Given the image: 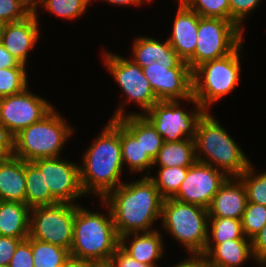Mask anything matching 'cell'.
Wrapping results in <instances>:
<instances>
[{
    "instance_id": "6da1fadb",
    "label": "cell",
    "mask_w": 266,
    "mask_h": 267,
    "mask_svg": "<svg viewBox=\"0 0 266 267\" xmlns=\"http://www.w3.org/2000/svg\"><path fill=\"white\" fill-rule=\"evenodd\" d=\"M164 198L149 176L122 183L107 193L100 201L108 206L118 236L129 233L154 231L151 227L161 219Z\"/></svg>"
},
{
    "instance_id": "7a4b0ae2",
    "label": "cell",
    "mask_w": 266,
    "mask_h": 267,
    "mask_svg": "<svg viewBox=\"0 0 266 267\" xmlns=\"http://www.w3.org/2000/svg\"><path fill=\"white\" fill-rule=\"evenodd\" d=\"M82 160L80 182L85 194H96L102 199L124 183L121 181L124 164L117 120H109L98 138L86 149Z\"/></svg>"
},
{
    "instance_id": "3957f363",
    "label": "cell",
    "mask_w": 266,
    "mask_h": 267,
    "mask_svg": "<svg viewBox=\"0 0 266 267\" xmlns=\"http://www.w3.org/2000/svg\"><path fill=\"white\" fill-rule=\"evenodd\" d=\"M194 142L196 161L215 167L227 177H239L249 167L241 147L208 111L198 121Z\"/></svg>"
},
{
    "instance_id": "277c9868",
    "label": "cell",
    "mask_w": 266,
    "mask_h": 267,
    "mask_svg": "<svg viewBox=\"0 0 266 267\" xmlns=\"http://www.w3.org/2000/svg\"><path fill=\"white\" fill-rule=\"evenodd\" d=\"M108 212H92L75 205L73 240L70 257L79 260L97 261L110 259L120 246V237ZM108 214V215H107Z\"/></svg>"
},
{
    "instance_id": "5b68a950",
    "label": "cell",
    "mask_w": 266,
    "mask_h": 267,
    "mask_svg": "<svg viewBox=\"0 0 266 267\" xmlns=\"http://www.w3.org/2000/svg\"><path fill=\"white\" fill-rule=\"evenodd\" d=\"M73 133L74 129L54 107L42 120L13 137L14 156L24 161L60 157L65 142Z\"/></svg>"
},
{
    "instance_id": "8992f818",
    "label": "cell",
    "mask_w": 266,
    "mask_h": 267,
    "mask_svg": "<svg viewBox=\"0 0 266 267\" xmlns=\"http://www.w3.org/2000/svg\"><path fill=\"white\" fill-rule=\"evenodd\" d=\"M164 230L181 243L191 255H202L207 242L208 209L173 198L163 200Z\"/></svg>"
},
{
    "instance_id": "52a82bcc",
    "label": "cell",
    "mask_w": 266,
    "mask_h": 267,
    "mask_svg": "<svg viewBox=\"0 0 266 267\" xmlns=\"http://www.w3.org/2000/svg\"><path fill=\"white\" fill-rule=\"evenodd\" d=\"M241 48L242 43L229 55L204 62L192 71L193 97L205 111L239 84Z\"/></svg>"
},
{
    "instance_id": "ba28073f",
    "label": "cell",
    "mask_w": 266,
    "mask_h": 267,
    "mask_svg": "<svg viewBox=\"0 0 266 267\" xmlns=\"http://www.w3.org/2000/svg\"><path fill=\"white\" fill-rule=\"evenodd\" d=\"M243 32L231 20L200 17L195 52L187 61L191 70L232 53L244 41Z\"/></svg>"
},
{
    "instance_id": "9c48e42d",
    "label": "cell",
    "mask_w": 266,
    "mask_h": 267,
    "mask_svg": "<svg viewBox=\"0 0 266 267\" xmlns=\"http://www.w3.org/2000/svg\"><path fill=\"white\" fill-rule=\"evenodd\" d=\"M103 57L106 69L111 73L117 84L127 96V102L134 101L142 108L141 113H125L124 103L118 106L112 120H118L127 115H144L159 100L155 96L149 80L145 77L142 68L132 59L104 51Z\"/></svg>"
},
{
    "instance_id": "30bf717a",
    "label": "cell",
    "mask_w": 266,
    "mask_h": 267,
    "mask_svg": "<svg viewBox=\"0 0 266 267\" xmlns=\"http://www.w3.org/2000/svg\"><path fill=\"white\" fill-rule=\"evenodd\" d=\"M159 101L180 100L197 104L193 97L192 70L181 58H161L142 67Z\"/></svg>"
},
{
    "instance_id": "8fae6325",
    "label": "cell",
    "mask_w": 266,
    "mask_h": 267,
    "mask_svg": "<svg viewBox=\"0 0 266 267\" xmlns=\"http://www.w3.org/2000/svg\"><path fill=\"white\" fill-rule=\"evenodd\" d=\"M75 205L57 202L30 208L29 236L70 251Z\"/></svg>"
},
{
    "instance_id": "7c38bea8",
    "label": "cell",
    "mask_w": 266,
    "mask_h": 267,
    "mask_svg": "<svg viewBox=\"0 0 266 267\" xmlns=\"http://www.w3.org/2000/svg\"><path fill=\"white\" fill-rule=\"evenodd\" d=\"M179 102V100L158 101L144 114L164 142L194 139L198 121L206 112L197 103L193 112L187 113Z\"/></svg>"
},
{
    "instance_id": "4fadbf2b",
    "label": "cell",
    "mask_w": 266,
    "mask_h": 267,
    "mask_svg": "<svg viewBox=\"0 0 266 267\" xmlns=\"http://www.w3.org/2000/svg\"><path fill=\"white\" fill-rule=\"evenodd\" d=\"M46 99L25 88L22 92L0 98V129L12 137L53 110Z\"/></svg>"
},
{
    "instance_id": "5bb4252c",
    "label": "cell",
    "mask_w": 266,
    "mask_h": 267,
    "mask_svg": "<svg viewBox=\"0 0 266 267\" xmlns=\"http://www.w3.org/2000/svg\"><path fill=\"white\" fill-rule=\"evenodd\" d=\"M44 174L46 188L63 203L75 204L85 194L80 182V165L60 157L31 161Z\"/></svg>"
},
{
    "instance_id": "9a60e30c",
    "label": "cell",
    "mask_w": 266,
    "mask_h": 267,
    "mask_svg": "<svg viewBox=\"0 0 266 267\" xmlns=\"http://www.w3.org/2000/svg\"><path fill=\"white\" fill-rule=\"evenodd\" d=\"M227 178L215 167L195 161L188 168L186 178L172 198L208 209L214 195Z\"/></svg>"
},
{
    "instance_id": "2e32d148",
    "label": "cell",
    "mask_w": 266,
    "mask_h": 267,
    "mask_svg": "<svg viewBox=\"0 0 266 267\" xmlns=\"http://www.w3.org/2000/svg\"><path fill=\"white\" fill-rule=\"evenodd\" d=\"M38 15H29L23 20L2 25L0 42L22 65L26 66L28 52L39 40Z\"/></svg>"
},
{
    "instance_id": "e0dca14e",
    "label": "cell",
    "mask_w": 266,
    "mask_h": 267,
    "mask_svg": "<svg viewBox=\"0 0 266 267\" xmlns=\"http://www.w3.org/2000/svg\"><path fill=\"white\" fill-rule=\"evenodd\" d=\"M178 8L173 21L172 34L168 38L171 47L178 56L187 62L195 52L197 45V30L200 16L189 9L181 0H177Z\"/></svg>"
},
{
    "instance_id": "ac0fdd59",
    "label": "cell",
    "mask_w": 266,
    "mask_h": 267,
    "mask_svg": "<svg viewBox=\"0 0 266 267\" xmlns=\"http://www.w3.org/2000/svg\"><path fill=\"white\" fill-rule=\"evenodd\" d=\"M247 202V191L242 180L239 177H228L214 195L208 208V215L242 219Z\"/></svg>"
},
{
    "instance_id": "d6986e66",
    "label": "cell",
    "mask_w": 266,
    "mask_h": 267,
    "mask_svg": "<svg viewBox=\"0 0 266 267\" xmlns=\"http://www.w3.org/2000/svg\"><path fill=\"white\" fill-rule=\"evenodd\" d=\"M131 236H134L129 239ZM131 240L129 246L126 242ZM127 240V241H126ZM160 231L129 233L120 237V247L136 261L158 267L157 260L163 256L164 246Z\"/></svg>"
},
{
    "instance_id": "ffe728a7",
    "label": "cell",
    "mask_w": 266,
    "mask_h": 267,
    "mask_svg": "<svg viewBox=\"0 0 266 267\" xmlns=\"http://www.w3.org/2000/svg\"><path fill=\"white\" fill-rule=\"evenodd\" d=\"M202 255L211 267H240L254 258L250 239L227 240L216 246H205Z\"/></svg>"
},
{
    "instance_id": "44dd1931",
    "label": "cell",
    "mask_w": 266,
    "mask_h": 267,
    "mask_svg": "<svg viewBox=\"0 0 266 267\" xmlns=\"http://www.w3.org/2000/svg\"><path fill=\"white\" fill-rule=\"evenodd\" d=\"M25 161L15 156L0 163V201L25 203Z\"/></svg>"
},
{
    "instance_id": "7402d4cb",
    "label": "cell",
    "mask_w": 266,
    "mask_h": 267,
    "mask_svg": "<svg viewBox=\"0 0 266 267\" xmlns=\"http://www.w3.org/2000/svg\"><path fill=\"white\" fill-rule=\"evenodd\" d=\"M30 208L26 203L0 201V236L29 237Z\"/></svg>"
},
{
    "instance_id": "603a6c76",
    "label": "cell",
    "mask_w": 266,
    "mask_h": 267,
    "mask_svg": "<svg viewBox=\"0 0 266 267\" xmlns=\"http://www.w3.org/2000/svg\"><path fill=\"white\" fill-rule=\"evenodd\" d=\"M136 140H140L144 152L154 160L162 148L164 139L144 115H127L117 120Z\"/></svg>"
},
{
    "instance_id": "cb8c5ba5",
    "label": "cell",
    "mask_w": 266,
    "mask_h": 267,
    "mask_svg": "<svg viewBox=\"0 0 266 267\" xmlns=\"http://www.w3.org/2000/svg\"><path fill=\"white\" fill-rule=\"evenodd\" d=\"M196 161L194 139L177 142H163L162 148L153 161L158 167H190Z\"/></svg>"
},
{
    "instance_id": "d4e9b609",
    "label": "cell",
    "mask_w": 266,
    "mask_h": 267,
    "mask_svg": "<svg viewBox=\"0 0 266 267\" xmlns=\"http://www.w3.org/2000/svg\"><path fill=\"white\" fill-rule=\"evenodd\" d=\"M132 51V60L141 68L150 66L161 58H180L168 39L161 43L150 36L136 38L132 45Z\"/></svg>"
},
{
    "instance_id": "484cf974",
    "label": "cell",
    "mask_w": 266,
    "mask_h": 267,
    "mask_svg": "<svg viewBox=\"0 0 266 267\" xmlns=\"http://www.w3.org/2000/svg\"><path fill=\"white\" fill-rule=\"evenodd\" d=\"M120 142L123 164L129 166V170L133 173L143 172L146 169L149 176V169L153 167V159L144 152L140 140H136L121 124H120Z\"/></svg>"
},
{
    "instance_id": "4316f807",
    "label": "cell",
    "mask_w": 266,
    "mask_h": 267,
    "mask_svg": "<svg viewBox=\"0 0 266 267\" xmlns=\"http://www.w3.org/2000/svg\"><path fill=\"white\" fill-rule=\"evenodd\" d=\"M26 194L25 203L29 208L41 205H51L58 201L46 188L44 174L31 162L25 161Z\"/></svg>"
},
{
    "instance_id": "83f0119b",
    "label": "cell",
    "mask_w": 266,
    "mask_h": 267,
    "mask_svg": "<svg viewBox=\"0 0 266 267\" xmlns=\"http://www.w3.org/2000/svg\"><path fill=\"white\" fill-rule=\"evenodd\" d=\"M208 226L205 246H216L227 240L248 239L243 233L241 219L209 217Z\"/></svg>"
},
{
    "instance_id": "f1b7e54d",
    "label": "cell",
    "mask_w": 266,
    "mask_h": 267,
    "mask_svg": "<svg viewBox=\"0 0 266 267\" xmlns=\"http://www.w3.org/2000/svg\"><path fill=\"white\" fill-rule=\"evenodd\" d=\"M34 267H63L70 258L67 249L45 241L32 238Z\"/></svg>"
},
{
    "instance_id": "f546056e",
    "label": "cell",
    "mask_w": 266,
    "mask_h": 267,
    "mask_svg": "<svg viewBox=\"0 0 266 267\" xmlns=\"http://www.w3.org/2000/svg\"><path fill=\"white\" fill-rule=\"evenodd\" d=\"M189 167H160L157 177L149 176L154 182L160 195L166 198H172L180 189L181 183L186 178Z\"/></svg>"
},
{
    "instance_id": "4dcf8cb0",
    "label": "cell",
    "mask_w": 266,
    "mask_h": 267,
    "mask_svg": "<svg viewBox=\"0 0 266 267\" xmlns=\"http://www.w3.org/2000/svg\"><path fill=\"white\" fill-rule=\"evenodd\" d=\"M27 87L26 67L0 68V98L20 93Z\"/></svg>"
},
{
    "instance_id": "1f68e13d",
    "label": "cell",
    "mask_w": 266,
    "mask_h": 267,
    "mask_svg": "<svg viewBox=\"0 0 266 267\" xmlns=\"http://www.w3.org/2000/svg\"><path fill=\"white\" fill-rule=\"evenodd\" d=\"M252 164L239 176L246 187L248 202L266 206V172L255 175Z\"/></svg>"
},
{
    "instance_id": "d6a6232c",
    "label": "cell",
    "mask_w": 266,
    "mask_h": 267,
    "mask_svg": "<svg viewBox=\"0 0 266 267\" xmlns=\"http://www.w3.org/2000/svg\"><path fill=\"white\" fill-rule=\"evenodd\" d=\"M200 17L230 20L229 0H181Z\"/></svg>"
},
{
    "instance_id": "836d02e7",
    "label": "cell",
    "mask_w": 266,
    "mask_h": 267,
    "mask_svg": "<svg viewBox=\"0 0 266 267\" xmlns=\"http://www.w3.org/2000/svg\"><path fill=\"white\" fill-rule=\"evenodd\" d=\"M241 222L245 237L252 240L266 225V206L247 202Z\"/></svg>"
},
{
    "instance_id": "e575fe53",
    "label": "cell",
    "mask_w": 266,
    "mask_h": 267,
    "mask_svg": "<svg viewBox=\"0 0 266 267\" xmlns=\"http://www.w3.org/2000/svg\"><path fill=\"white\" fill-rule=\"evenodd\" d=\"M91 1L93 0H45L43 7L58 17L70 20L85 14Z\"/></svg>"
},
{
    "instance_id": "d590c367",
    "label": "cell",
    "mask_w": 266,
    "mask_h": 267,
    "mask_svg": "<svg viewBox=\"0 0 266 267\" xmlns=\"http://www.w3.org/2000/svg\"><path fill=\"white\" fill-rule=\"evenodd\" d=\"M260 2L262 0H229L230 20L244 30L241 23L246 18V15H249V12L251 14V11L258 7Z\"/></svg>"
},
{
    "instance_id": "8d00e7d4",
    "label": "cell",
    "mask_w": 266,
    "mask_h": 267,
    "mask_svg": "<svg viewBox=\"0 0 266 267\" xmlns=\"http://www.w3.org/2000/svg\"><path fill=\"white\" fill-rule=\"evenodd\" d=\"M29 14L22 8L17 0H0V24L20 21Z\"/></svg>"
},
{
    "instance_id": "74e56055",
    "label": "cell",
    "mask_w": 266,
    "mask_h": 267,
    "mask_svg": "<svg viewBox=\"0 0 266 267\" xmlns=\"http://www.w3.org/2000/svg\"><path fill=\"white\" fill-rule=\"evenodd\" d=\"M8 267H34L32 254V238L22 240L11 258Z\"/></svg>"
},
{
    "instance_id": "f35d334b",
    "label": "cell",
    "mask_w": 266,
    "mask_h": 267,
    "mask_svg": "<svg viewBox=\"0 0 266 267\" xmlns=\"http://www.w3.org/2000/svg\"><path fill=\"white\" fill-rule=\"evenodd\" d=\"M22 239L0 236V266H8Z\"/></svg>"
},
{
    "instance_id": "ab89813d",
    "label": "cell",
    "mask_w": 266,
    "mask_h": 267,
    "mask_svg": "<svg viewBox=\"0 0 266 267\" xmlns=\"http://www.w3.org/2000/svg\"><path fill=\"white\" fill-rule=\"evenodd\" d=\"M251 242L254 259L262 266L266 261V225L251 240Z\"/></svg>"
},
{
    "instance_id": "60d3db41",
    "label": "cell",
    "mask_w": 266,
    "mask_h": 267,
    "mask_svg": "<svg viewBox=\"0 0 266 267\" xmlns=\"http://www.w3.org/2000/svg\"><path fill=\"white\" fill-rule=\"evenodd\" d=\"M115 267H152L141 263L127 254L120 246L110 258Z\"/></svg>"
},
{
    "instance_id": "b9f144b4",
    "label": "cell",
    "mask_w": 266,
    "mask_h": 267,
    "mask_svg": "<svg viewBox=\"0 0 266 267\" xmlns=\"http://www.w3.org/2000/svg\"><path fill=\"white\" fill-rule=\"evenodd\" d=\"M14 156L13 137L3 129H0V163Z\"/></svg>"
},
{
    "instance_id": "7bdbcfd3",
    "label": "cell",
    "mask_w": 266,
    "mask_h": 267,
    "mask_svg": "<svg viewBox=\"0 0 266 267\" xmlns=\"http://www.w3.org/2000/svg\"><path fill=\"white\" fill-rule=\"evenodd\" d=\"M26 67L15 59L0 42V68Z\"/></svg>"
},
{
    "instance_id": "ee69618b",
    "label": "cell",
    "mask_w": 266,
    "mask_h": 267,
    "mask_svg": "<svg viewBox=\"0 0 266 267\" xmlns=\"http://www.w3.org/2000/svg\"><path fill=\"white\" fill-rule=\"evenodd\" d=\"M191 256V257H190ZM189 258L175 264L173 267H206L207 263L203 255H190Z\"/></svg>"
},
{
    "instance_id": "f6af8a7d",
    "label": "cell",
    "mask_w": 266,
    "mask_h": 267,
    "mask_svg": "<svg viewBox=\"0 0 266 267\" xmlns=\"http://www.w3.org/2000/svg\"><path fill=\"white\" fill-rule=\"evenodd\" d=\"M22 8L29 14V15H37V5L42 4L43 6L45 0H17Z\"/></svg>"
},
{
    "instance_id": "bcb514c9",
    "label": "cell",
    "mask_w": 266,
    "mask_h": 267,
    "mask_svg": "<svg viewBox=\"0 0 266 267\" xmlns=\"http://www.w3.org/2000/svg\"><path fill=\"white\" fill-rule=\"evenodd\" d=\"M104 1H107L108 3H111V4H115V5H128V6H136V5H140L142 3H144L145 1L150 3V1L152 2L153 0H104Z\"/></svg>"
},
{
    "instance_id": "7dc6e473",
    "label": "cell",
    "mask_w": 266,
    "mask_h": 267,
    "mask_svg": "<svg viewBox=\"0 0 266 267\" xmlns=\"http://www.w3.org/2000/svg\"><path fill=\"white\" fill-rule=\"evenodd\" d=\"M63 267H90V261L70 257Z\"/></svg>"
},
{
    "instance_id": "c3c4849f",
    "label": "cell",
    "mask_w": 266,
    "mask_h": 267,
    "mask_svg": "<svg viewBox=\"0 0 266 267\" xmlns=\"http://www.w3.org/2000/svg\"><path fill=\"white\" fill-rule=\"evenodd\" d=\"M90 267H115L111 259L90 261Z\"/></svg>"
},
{
    "instance_id": "681fc988",
    "label": "cell",
    "mask_w": 266,
    "mask_h": 267,
    "mask_svg": "<svg viewBox=\"0 0 266 267\" xmlns=\"http://www.w3.org/2000/svg\"><path fill=\"white\" fill-rule=\"evenodd\" d=\"M1 29H2V25L0 24V37H1Z\"/></svg>"
}]
</instances>
